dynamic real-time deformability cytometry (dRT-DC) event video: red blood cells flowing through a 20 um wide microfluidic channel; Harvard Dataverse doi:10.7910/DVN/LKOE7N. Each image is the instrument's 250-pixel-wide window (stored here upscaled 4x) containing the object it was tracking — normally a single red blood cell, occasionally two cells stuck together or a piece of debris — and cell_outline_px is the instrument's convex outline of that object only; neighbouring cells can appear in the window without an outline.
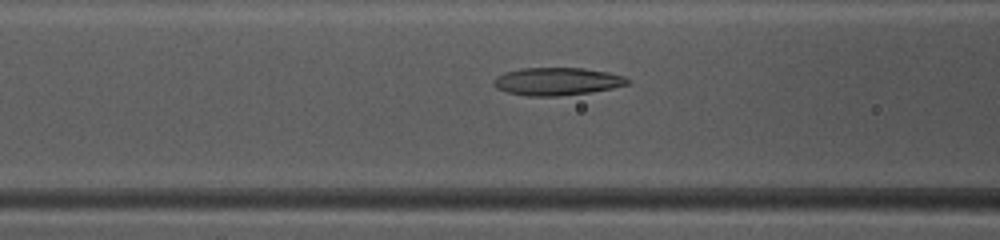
{"species": "common noctule bat (a hibernating species)", "species_latin": "Nyctalus noctula", "temperature_condition": "warm", "stored_images_in_passage": 48, "camera_frame_rate_fps": 3000, "um_per_image_px": 0.085, "animal": {"sex": "female", "body_mass_g": 10.0, "forearm_length_mm": 53.1}, "frame": {"image": 1, "passage_image": 20, "time_ms": 6.333, "image_size_px": [1000, 240], "cell_outline_px": [[632, 80], [628, 84], [612, 88], [588, 92], [560, 96], [528, 96], [508, 92], [496, 88], [492, 84], [492, 80], [496, 76], [504, 72], [520, 68], [584, 68], [608, 72], [624, 76]], "centroid_in_image_um": [47.32, 6.91], "position_along_channel_um": 119.3, "area_um2": 21.73}}
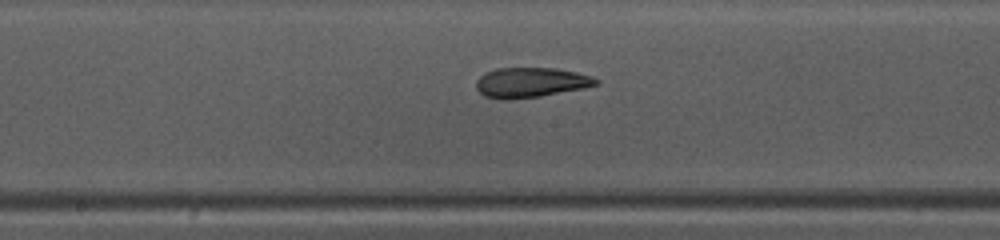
{"frame": {"image": 2, "passage_image": 26, "time_ms": 8.333, "image_size_px": [1000, 240], "cell_outline_px": [[600, 84], [584, 88], [540, 96], [512, 100], [500, 100], [484, 96], [476, 88], [476, 80], [484, 72], [496, 68], [556, 68], [576, 72], [592, 76], [600, 80]], "centroid_in_image_um": [45.1, 7.01], "position_along_channel_um": 203.1, "area_um2": 21.21}}
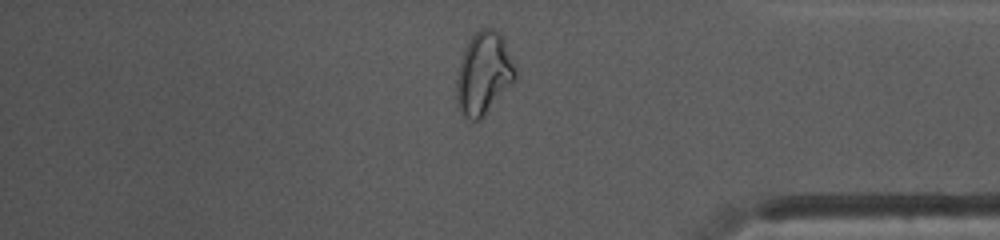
{"frame": {"image": 3, "passage_image": 41, "time_ms": 13.333, "image_size_px": [1000, 240], "cell_outline_px": [[516, 76], [484, 116], [480, 120], [472, 120], [464, 116], [460, 112], [456, 104], [456, 80], [460, 60], [468, 40], [480, 28], [492, 28], [500, 32], [504, 40], [516, 72]], "centroid_in_image_um": [41.06, 6.23], "position_along_channel_um": 394.1, "area_um2": 27.86}, "authors_computed_cell_mechanics": {"area_um2": 22.6287, "velocity_mm_per_s": 4.172, "shape_relaxation_time_tau1_ms": null, "shape_relaxation_time_tau2_ms": 2.272, "deformation_change_tau1": null, "deformation_change_tau2": 0.0998}}